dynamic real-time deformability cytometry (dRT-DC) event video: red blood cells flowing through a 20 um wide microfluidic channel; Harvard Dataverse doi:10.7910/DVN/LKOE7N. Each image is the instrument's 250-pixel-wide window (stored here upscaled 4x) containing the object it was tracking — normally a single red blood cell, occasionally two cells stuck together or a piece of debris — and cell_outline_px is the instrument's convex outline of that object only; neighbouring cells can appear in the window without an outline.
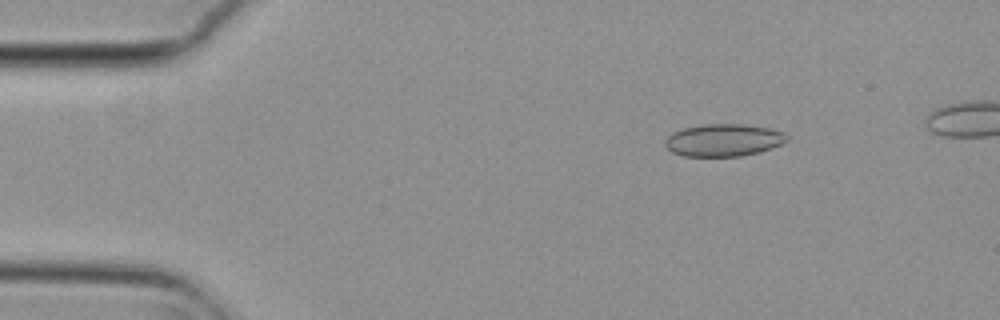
{"species": "common noctule bat (a hibernating species)", "species_latin": "Nyctalus noctula", "temperature_condition": "cold", "stored_images_in_passage": 4, "camera_frame_rate_fps": 3000, "um_per_image_px": 0.085, "animal": {"sex": "female", "body_mass_g": 29.2, "forearm_length_mm": 56.3}, "frame": {"image": 1, "passage_image": 1, "time_ms": 0.0, "image_size_px": [1000, 320], "cell_outline_px": [[788, 140], [772, 148], [760, 152], [740, 156], [684, 156], [672, 152], [664, 144], [664, 140], [672, 132], [684, 128], [700, 124], [744, 124], [768, 128], [784, 132], [788, 136]], "centroid_in_image_um": [61.49, 11.91], "position_along_channel_um": 23.5, "area_um2": 23.06}}